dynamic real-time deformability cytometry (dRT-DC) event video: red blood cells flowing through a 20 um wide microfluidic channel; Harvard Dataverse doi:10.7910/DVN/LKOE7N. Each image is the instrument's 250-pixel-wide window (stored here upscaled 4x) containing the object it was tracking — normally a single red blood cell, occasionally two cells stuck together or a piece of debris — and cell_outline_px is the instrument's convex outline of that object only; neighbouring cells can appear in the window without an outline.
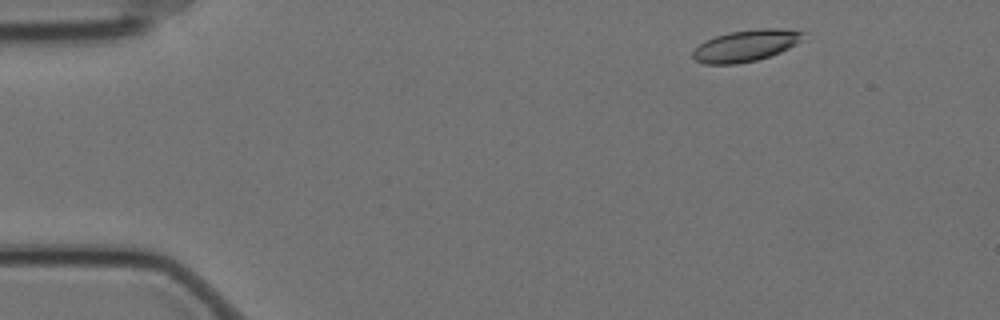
{"species": "Egyptian fruit bat (a non-hibernating species)", "species_latin": "Rousettus aegyptiacus", "temperature_condition": "cold", "stored_images_in_passage": 3, "camera_frame_rate_fps": 3000, "um_per_image_px": 0.085, "animal": {"sex": "female"}, "frame": {"image": 1, "passage_image": 1, "time_ms": 0.0, "image_size_px": [1000, 320], "cell_outline_px": [[804, 32], [800, 40], [796, 44], [780, 52], [756, 60], [736, 64], [704, 64], [696, 60], [692, 56], [692, 52], [704, 40], [728, 32], [756, 28], [776, 28]], "centroid_in_image_um": [63.35, 3.88], "position_along_channel_um": 21.7, "area_um2": 20.11}}
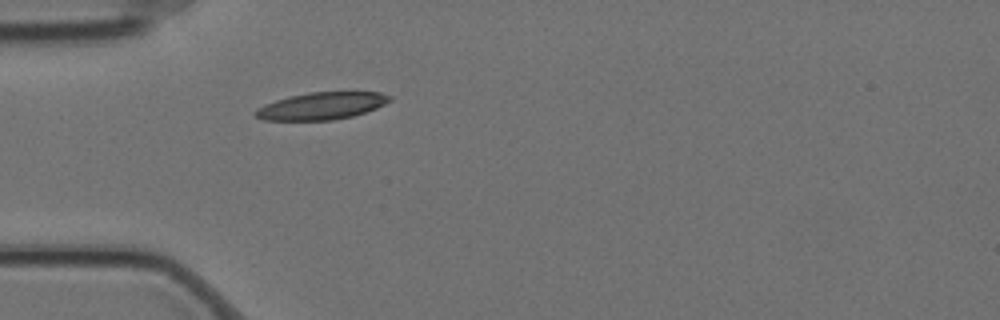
{"frame": {"image": 2, "passage_image": 3, "time_ms": 0.667, "image_size_px": [1000, 320], "cell_outline_px": [[392, 100], [376, 108], [352, 116], [332, 120], [264, 120], [256, 116], [252, 112], [256, 108], [264, 104], [288, 96], [308, 92], [380, 92], [392, 96]], "centroid_in_image_um": [27.31, 9.0], "position_along_channel_um": 57.7, "area_um2": 21.33}}